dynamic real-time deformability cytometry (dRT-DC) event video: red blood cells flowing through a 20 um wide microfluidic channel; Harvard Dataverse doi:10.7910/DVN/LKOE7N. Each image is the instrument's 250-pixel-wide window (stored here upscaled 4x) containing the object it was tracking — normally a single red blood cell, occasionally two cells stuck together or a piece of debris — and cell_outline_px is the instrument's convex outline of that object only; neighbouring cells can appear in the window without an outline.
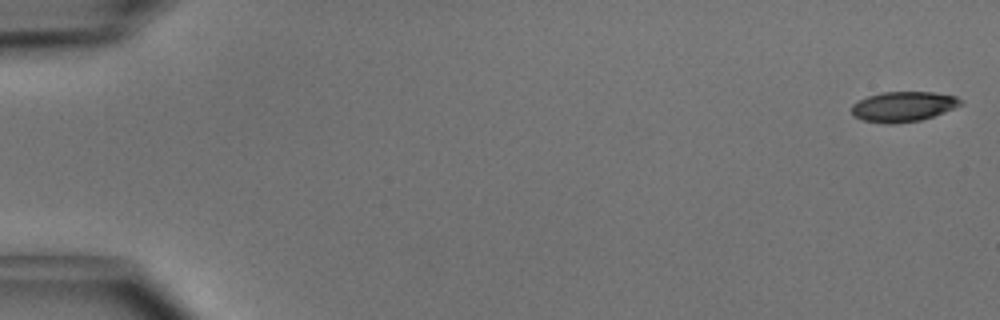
{"species": "common noctule bat (a hibernating species)", "species_latin": "Nyctalus noctula", "temperature_condition": "cold", "stored_images_in_passage": 50, "camera_frame_rate_fps": 3000, "um_per_image_px": 0.085, "animal": {"sex": "male", "body_mass_g": 15.6}, "frame": {"image": 1, "passage_image": 1, "time_ms": 0.0, "image_size_px": [1000, 320], "cell_outline_px": [[964, 104], [944, 112], [920, 120], [892, 124], [864, 120], [852, 116], [852, 104], [868, 96], [884, 92], [932, 92], [956, 96], [964, 100]], "centroid_in_image_um": [76.81, 9.05], "position_along_channel_um": 8.2, "area_um2": 19.02}}
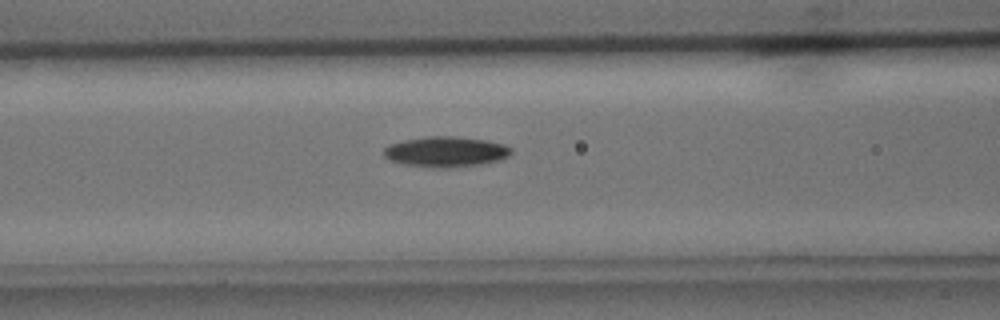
{"frame": {"image": 2, "passage_image": 21, "time_ms": 6.667, "image_size_px": [1000, 320], "cell_outline_px": [[512, 152], [508, 156], [500, 160], [480, 164], [444, 168], [432, 168], [404, 164], [388, 160], [384, 156], [384, 148], [388, 144], [404, 140], [424, 136], [452, 136], [484, 140], [504, 144], [512, 148]], "centroid_in_image_um": [37.86, 12.9], "position_along_channel_um": 128.7, "area_um2": 22.66}}
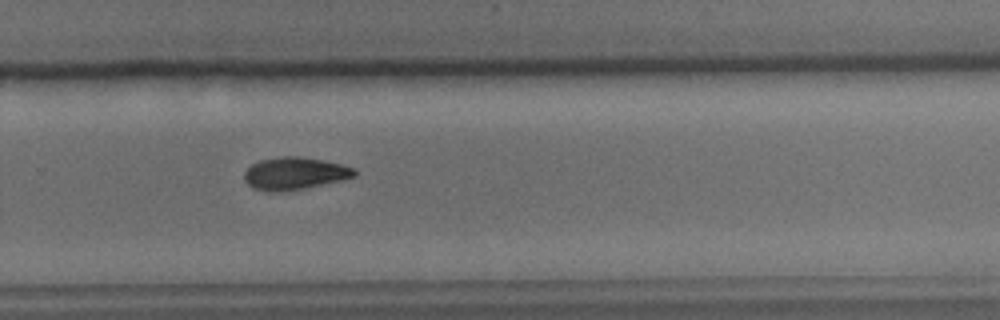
{"frame": {"image": 3, "passage_image": 34, "time_ms": 11.0, "image_size_px": [1000, 320], "cell_outline_px": [[356, 176], [340, 180], [304, 188], [280, 192], [268, 192], [252, 188], [244, 180], [244, 172], [252, 164], [260, 160], [280, 156], [296, 156], [320, 160], [340, 164], [356, 168]], "centroid_in_image_um": [25.0, 14.75], "position_along_channel_um": 304.8, "area_um2": 20.69}, "authors_computed_cell_mechanics": {"area_um2": 20.0277, "velocity_mm_per_s": 4.0681, "shape_relaxation_time_tau1_ms": 3.2538, "shape_relaxation_time_tau2_ms": null, "deformation_change_tau1": 0.1085, "deformation_change_tau2": null}}